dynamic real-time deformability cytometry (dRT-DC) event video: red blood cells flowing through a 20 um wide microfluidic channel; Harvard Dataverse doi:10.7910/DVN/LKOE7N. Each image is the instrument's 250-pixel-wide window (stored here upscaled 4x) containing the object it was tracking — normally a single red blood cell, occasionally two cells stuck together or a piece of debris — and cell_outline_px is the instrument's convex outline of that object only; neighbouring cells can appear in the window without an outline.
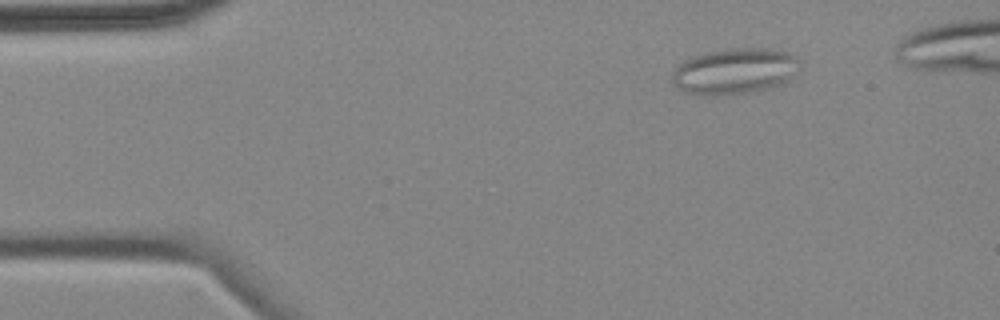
{"species": "common noctule bat (a hibernating species)", "species_latin": "Nyctalus noctula", "temperature_condition": "cold", "stored_images_in_passage": 4, "camera_frame_rate_fps": 3000, "um_per_image_px": 0.085, "animal": {"sex": "female", "body_mass_g": 18.4}, "frame": {"image": 1, "passage_image": 2, "time_ms": 1.0, "image_size_px": [1000, 320], "cell_outline_px": [[800, 72], [788, 80], [780, 84], [756, 92], [712, 96], [684, 92], [672, 84], [672, 72], [684, 60], [692, 56], [704, 52], [728, 48], [768, 48], [788, 52], [796, 56], [800, 60]], "centroid_in_image_um": [62.47, 6.05], "position_along_channel_um": 22.5, "area_um2": 34.8}}